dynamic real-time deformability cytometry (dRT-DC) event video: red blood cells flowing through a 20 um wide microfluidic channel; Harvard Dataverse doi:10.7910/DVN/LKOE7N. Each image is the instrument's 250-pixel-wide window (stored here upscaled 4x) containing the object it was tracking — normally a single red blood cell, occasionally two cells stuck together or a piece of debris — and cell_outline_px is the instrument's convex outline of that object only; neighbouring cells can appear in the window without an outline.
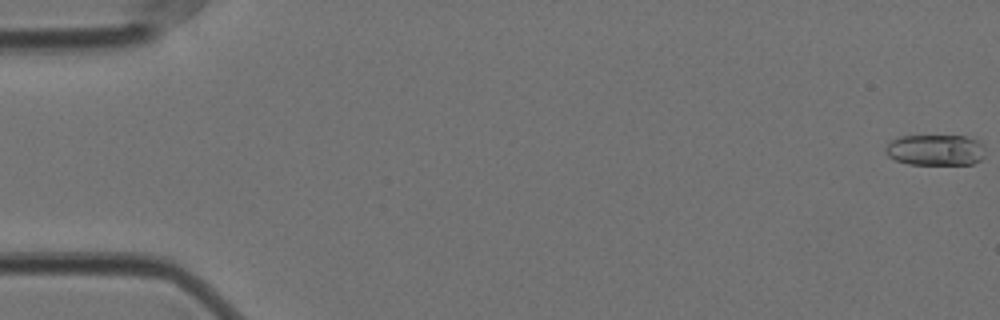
{"species": "Egyptian fruit bat (a non-hibernating species)", "species_latin": "Rousettus aegyptiacus", "temperature_condition": "cold", "stored_images_in_passage": 58, "camera_frame_rate_fps": 3000, "um_per_image_px": 0.085, "animal": {"sex": "female"}, "frame": {"image": 1, "passage_image": 1, "time_ms": 0.0, "image_size_px": [1000, 320], "cell_outline_px": [[984, 156], [980, 160], [972, 164], [908, 164], [896, 160], [888, 156], [884, 152], [884, 148], [892, 140], [900, 136], [964, 136], [980, 140], [984, 144]], "centroid_in_image_um": [79.53, 12.74], "position_along_channel_um": 5.5, "area_um2": 18.15}}
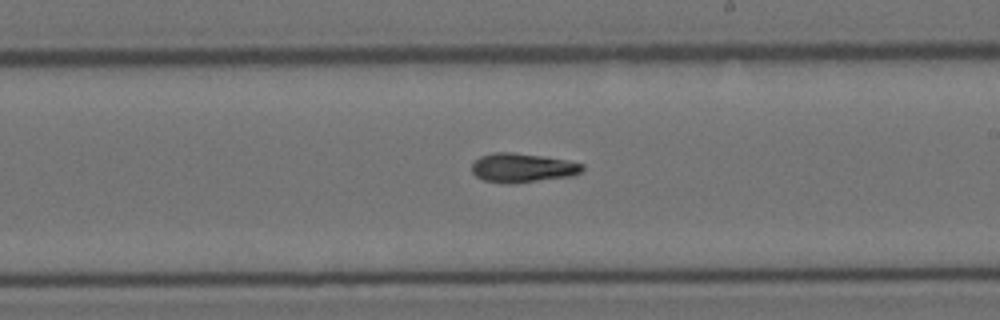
{"frame": {"image": 2, "passage_image": 34, "time_ms": 11.0, "image_size_px": [1000, 320], "cell_outline_px": [[584, 168], [580, 172], [572, 176], [512, 184], [504, 184], [484, 180], [476, 176], [472, 172], [472, 164], [480, 156], [492, 152], [512, 152], [568, 160], [584, 164]], "centroid_in_image_um": [44.4, 14.27], "position_along_channel_um": 244.6, "area_um2": 18.84}}
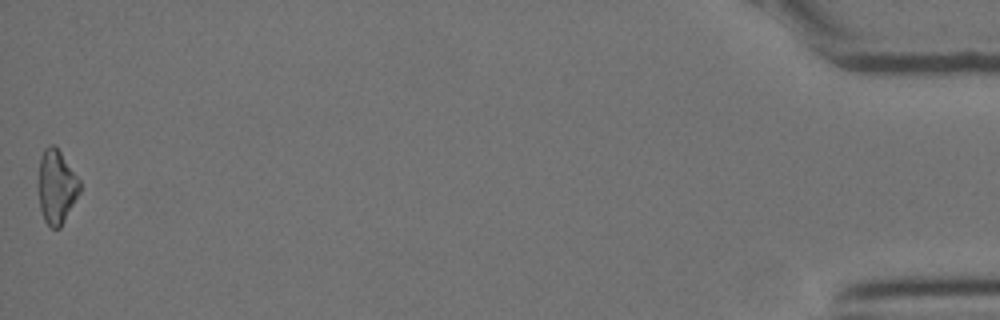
{"frame": {"image": 3, "passage_image": 58, "time_ms": 19.0, "image_size_px": [1000, 320], "cell_outline_px": [[80, 192], [60, 228], [52, 228], [44, 220], [40, 208], [40, 156], [44, 148], [48, 144], [56, 144], [80, 180]], "centroid_in_image_um": [4.83, 15.83], "position_along_channel_um": 430.4, "area_um2": 17.63}, "authors_computed_cell_mechanics": {"area_um2": 18.0625, "velocity_mm_per_s": 3.5395, "shape_relaxation_time_tau1_ms": 6.6514, "shape_relaxation_time_tau2_ms": 8.492, "deformation_change_tau1": 0.1716, "deformation_change_tau2": 0.1638}}